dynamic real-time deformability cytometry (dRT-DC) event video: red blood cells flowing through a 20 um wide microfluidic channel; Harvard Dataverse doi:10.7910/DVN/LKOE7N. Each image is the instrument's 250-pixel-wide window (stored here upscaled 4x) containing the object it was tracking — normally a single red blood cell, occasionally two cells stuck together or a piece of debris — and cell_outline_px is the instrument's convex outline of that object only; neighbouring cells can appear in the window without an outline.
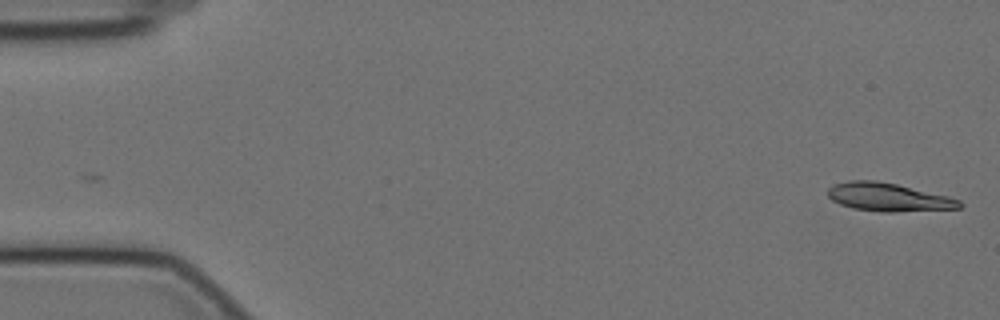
{"species": "Egyptian fruit bat (a non-hibernating species)", "species_latin": "Rousettus aegyptiacus", "temperature_condition": "cold", "stored_images_in_passage": 12, "camera_frame_rate_fps": 3000, "um_per_image_px": 0.085, "animal": {"sex": "female"}, "frame": {"image": 1, "passage_image": 1, "time_ms": 0.0, "image_size_px": [1000, 320], "cell_outline_px": [[964, 204], [960, 208], [892, 212], [880, 212], [852, 208], [840, 204], [832, 200], [828, 196], [828, 188], [832, 184], [848, 180], [876, 180], [896, 184], [948, 196], [960, 200]], "centroid_in_image_um": [75.48, 16.75], "position_along_channel_um": 9.5, "area_um2": 21.73}}